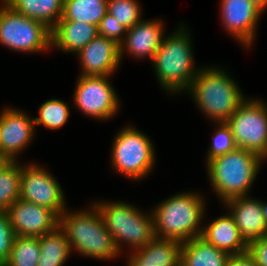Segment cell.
I'll return each instance as SVG.
<instances>
[{
	"instance_id": "cell-1",
	"label": "cell",
	"mask_w": 267,
	"mask_h": 266,
	"mask_svg": "<svg viewBox=\"0 0 267 266\" xmlns=\"http://www.w3.org/2000/svg\"><path fill=\"white\" fill-rule=\"evenodd\" d=\"M200 195L179 193L157 205L152 211L155 236L181 243L201 236L205 202Z\"/></svg>"
},
{
	"instance_id": "cell-2",
	"label": "cell",
	"mask_w": 267,
	"mask_h": 266,
	"mask_svg": "<svg viewBox=\"0 0 267 266\" xmlns=\"http://www.w3.org/2000/svg\"><path fill=\"white\" fill-rule=\"evenodd\" d=\"M199 109L216 123L226 122L246 100L228 73L203 67L188 89Z\"/></svg>"
},
{
	"instance_id": "cell-3",
	"label": "cell",
	"mask_w": 267,
	"mask_h": 266,
	"mask_svg": "<svg viewBox=\"0 0 267 266\" xmlns=\"http://www.w3.org/2000/svg\"><path fill=\"white\" fill-rule=\"evenodd\" d=\"M264 159L236 147L207 162V172L217 196L224 202L238 196H248Z\"/></svg>"
},
{
	"instance_id": "cell-4",
	"label": "cell",
	"mask_w": 267,
	"mask_h": 266,
	"mask_svg": "<svg viewBox=\"0 0 267 266\" xmlns=\"http://www.w3.org/2000/svg\"><path fill=\"white\" fill-rule=\"evenodd\" d=\"M186 28L165 36L152 60L158 83L169 93L187 91L200 70L195 68L192 41Z\"/></svg>"
},
{
	"instance_id": "cell-5",
	"label": "cell",
	"mask_w": 267,
	"mask_h": 266,
	"mask_svg": "<svg viewBox=\"0 0 267 266\" xmlns=\"http://www.w3.org/2000/svg\"><path fill=\"white\" fill-rule=\"evenodd\" d=\"M90 210L66 211L60 216V227L66 232L71 250L96 259H113L119 255L112 235L94 204Z\"/></svg>"
},
{
	"instance_id": "cell-6",
	"label": "cell",
	"mask_w": 267,
	"mask_h": 266,
	"mask_svg": "<svg viewBox=\"0 0 267 266\" xmlns=\"http://www.w3.org/2000/svg\"><path fill=\"white\" fill-rule=\"evenodd\" d=\"M100 212L105 227L112 235L120 253L121 243L128 244L133 250L144 247L155 236L152 213L143 214L135 206L124 202H94Z\"/></svg>"
},
{
	"instance_id": "cell-7",
	"label": "cell",
	"mask_w": 267,
	"mask_h": 266,
	"mask_svg": "<svg viewBox=\"0 0 267 266\" xmlns=\"http://www.w3.org/2000/svg\"><path fill=\"white\" fill-rule=\"evenodd\" d=\"M112 168L131 180H138L152 170L155 155L151 140L135 127H124L112 144Z\"/></svg>"
},
{
	"instance_id": "cell-8",
	"label": "cell",
	"mask_w": 267,
	"mask_h": 266,
	"mask_svg": "<svg viewBox=\"0 0 267 266\" xmlns=\"http://www.w3.org/2000/svg\"><path fill=\"white\" fill-rule=\"evenodd\" d=\"M0 7V43L21 52L51 49V29L41 21L16 12L4 0Z\"/></svg>"
},
{
	"instance_id": "cell-9",
	"label": "cell",
	"mask_w": 267,
	"mask_h": 266,
	"mask_svg": "<svg viewBox=\"0 0 267 266\" xmlns=\"http://www.w3.org/2000/svg\"><path fill=\"white\" fill-rule=\"evenodd\" d=\"M236 147L267 159V104L249 98L226 121Z\"/></svg>"
},
{
	"instance_id": "cell-10",
	"label": "cell",
	"mask_w": 267,
	"mask_h": 266,
	"mask_svg": "<svg viewBox=\"0 0 267 266\" xmlns=\"http://www.w3.org/2000/svg\"><path fill=\"white\" fill-rule=\"evenodd\" d=\"M110 76L79 75L74 93V104L85 115L108 120L119 109V99L111 86Z\"/></svg>"
},
{
	"instance_id": "cell-11",
	"label": "cell",
	"mask_w": 267,
	"mask_h": 266,
	"mask_svg": "<svg viewBox=\"0 0 267 266\" xmlns=\"http://www.w3.org/2000/svg\"><path fill=\"white\" fill-rule=\"evenodd\" d=\"M20 199L54 211L59 217L66 211L59 183L42 166L21 165Z\"/></svg>"
},
{
	"instance_id": "cell-12",
	"label": "cell",
	"mask_w": 267,
	"mask_h": 266,
	"mask_svg": "<svg viewBox=\"0 0 267 266\" xmlns=\"http://www.w3.org/2000/svg\"><path fill=\"white\" fill-rule=\"evenodd\" d=\"M7 212L16 236L41 237L60 225V217L54 211L20 198Z\"/></svg>"
},
{
	"instance_id": "cell-13",
	"label": "cell",
	"mask_w": 267,
	"mask_h": 266,
	"mask_svg": "<svg viewBox=\"0 0 267 266\" xmlns=\"http://www.w3.org/2000/svg\"><path fill=\"white\" fill-rule=\"evenodd\" d=\"M220 3L225 30L243 46L250 47L263 9L252 0H221Z\"/></svg>"
},
{
	"instance_id": "cell-14",
	"label": "cell",
	"mask_w": 267,
	"mask_h": 266,
	"mask_svg": "<svg viewBox=\"0 0 267 266\" xmlns=\"http://www.w3.org/2000/svg\"><path fill=\"white\" fill-rule=\"evenodd\" d=\"M0 113V153L16 161L17 154L34 138V119L19 109L6 107Z\"/></svg>"
},
{
	"instance_id": "cell-15",
	"label": "cell",
	"mask_w": 267,
	"mask_h": 266,
	"mask_svg": "<svg viewBox=\"0 0 267 266\" xmlns=\"http://www.w3.org/2000/svg\"><path fill=\"white\" fill-rule=\"evenodd\" d=\"M77 55L82 68L81 75L84 76H111L122 60L119 44L99 35Z\"/></svg>"
},
{
	"instance_id": "cell-16",
	"label": "cell",
	"mask_w": 267,
	"mask_h": 266,
	"mask_svg": "<svg viewBox=\"0 0 267 266\" xmlns=\"http://www.w3.org/2000/svg\"><path fill=\"white\" fill-rule=\"evenodd\" d=\"M164 39V29L162 21L141 20L126 32V36L119 44L120 58L124 51L136 58H145L153 60L155 53L160 48Z\"/></svg>"
},
{
	"instance_id": "cell-17",
	"label": "cell",
	"mask_w": 267,
	"mask_h": 266,
	"mask_svg": "<svg viewBox=\"0 0 267 266\" xmlns=\"http://www.w3.org/2000/svg\"><path fill=\"white\" fill-rule=\"evenodd\" d=\"M228 207L242 237L249 244L267 234L260 200L238 196L223 202Z\"/></svg>"
},
{
	"instance_id": "cell-18",
	"label": "cell",
	"mask_w": 267,
	"mask_h": 266,
	"mask_svg": "<svg viewBox=\"0 0 267 266\" xmlns=\"http://www.w3.org/2000/svg\"><path fill=\"white\" fill-rule=\"evenodd\" d=\"M182 243L155 237L144 247L133 250L127 266H180Z\"/></svg>"
},
{
	"instance_id": "cell-19",
	"label": "cell",
	"mask_w": 267,
	"mask_h": 266,
	"mask_svg": "<svg viewBox=\"0 0 267 266\" xmlns=\"http://www.w3.org/2000/svg\"><path fill=\"white\" fill-rule=\"evenodd\" d=\"M201 237L229 255L248 252L249 244L242 237L230 214L222 215L205 225Z\"/></svg>"
},
{
	"instance_id": "cell-20",
	"label": "cell",
	"mask_w": 267,
	"mask_h": 266,
	"mask_svg": "<svg viewBox=\"0 0 267 266\" xmlns=\"http://www.w3.org/2000/svg\"><path fill=\"white\" fill-rule=\"evenodd\" d=\"M98 34V26L79 21H58L51 29V48L78 53Z\"/></svg>"
},
{
	"instance_id": "cell-21",
	"label": "cell",
	"mask_w": 267,
	"mask_h": 266,
	"mask_svg": "<svg viewBox=\"0 0 267 266\" xmlns=\"http://www.w3.org/2000/svg\"><path fill=\"white\" fill-rule=\"evenodd\" d=\"M229 256L199 236L182 243L180 266H226Z\"/></svg>"
},
{
	"instance_id": "cell-22",
	"label": "cell",
	"mask_w": 267,
	"mask_h": 266,
	"mask_svg": "<svg viewBox=\"0 0 267 266\" xmlns=\"http://www.w3.org/2000/svg\"><path fill=\"white\" fill-rule=\"evenodd\" d=\"M16 12L52 29L63 14L64 0H4Z\"/></svg>"
},
{
	"instance_id": "cell-23",
	"label": "cell",
	"mask_w": 267,
	"mask_h": 266,
	"mask_svg": "<svg viewBox=\"0 0 267 266\" xmlns=\"http://www.w3.org/2000/svg\"><path fill=\"white\" fill-rule=\"evenodd\" d=\"M38 239L40 256L37 266H63L73 251L66 232L60 226Z\"/></svg>"
},
{
	"instance_id": "cell-24",
	"label": "cell",
	"mask_w": 267,
	"mask_h": 266,
	"mask_svg": "<svg viewBox=\"0 0 267 266\" xmlns=\"http://www.w3.org/2000/svg\"><path fill=\"white\" fill-rule=\"evenodd\" d=\"M107 13V0H64L59 21H79L98 26Z\"/></svg>"
},
{
	"instance_id": "cell-25",
	"label": "cell",
	"mask_w": 267,
	"mask_h": 266,
	"mask_svg": "<svg viewBox=\"0 0 267 266\" xmlns=\"http://www.w3.org/2000/svg\"><path fill=\"white\" fill-rule=\"evenodd\" d=\"M21 164L9 161L0 170V210L8 208L20 198Z\"/></svg>"
},
{
	"instance_id": "cell-26",
	"label": "cell",
	"mask_w": 267,
	"mask_h": 266,
	"mask_svg": "<svg viewBox=\"0 0 267 266\" xmlns=\"http://www.w3.org/2000/svg\"><path fill=\"white\" fill-rule=\"evenodd\" d=\"M39 256L38 237L15 236L9 259L4 266H37Z\"/></svg>"
},
{
	"instance_id": "cell-27",
	"label": "cell",
	"mask_w": 267,
	"mask_h": 266,
	"mask_svg": "<svg viewBox=\"0 0 267 266\" xmlns=\"http://www.w3.org/2000/svg\"><path fill=\"white\" fill-rule=\"evenodd\" d=\"M70 116L69 107L59 99H49L39 108V116L34 119L35 125L43 124L48 129H59Z\"/></svg>"
},
{
	"instance_id": "cell-28",
	"label": "cell",
	"mask_w": 267,
	"mask_h": 266,
	"mask_svg": "<svg viewBox=\"0 0 267 266\" xmlns=\"http://www.w3.org/2000/svg\"><path fill=\"white\" fill-rule=\"evenodd\" d=\"M108 13L127 30L141 21V7L137 0H107Z\"/></svg>"
},
{
	"instance_id": "cell-29",
	"label": "cell",
	"mask_w": 267,
	"mask_h": 266,
	"mask_svg": "<svg viewBox=\"0 0 267 266\" xmlns=\"http://www.w3.org/2000/svg\"><path fill=\"white\" fill-rule=\"evenodd\" d=\"M218 129L212 137V145L208 149L207 162L217 156L224 155L236 148L231 128L226 124L217 123Z\"/></svg>"
},
{
	"instance_id": "cell-30",
	"label": "cell",
	"mask_w": 267,
	"mask_h": 266,
	"mask_svg": "<svg viewBox=\"0 0 267 266\" xmlns=\"http://www.w3.org/2000/svg\"><path fill=\"white\" fill-rule=\"evenodd\" d=\"M15 236L8 212L0 210V266L7 263Z\"/></svg>"
},
{
	"instance_id": "cell-31",
	"label": "cell",
	"mask_w": 267,
	"mask_h": 266,
	"mask_svg": "<svg viewBox=\"0 0 267 266\" xmlns=\"http://www.w3.org/2000/svg\"><path fill=\"white\" fill-rule=\"evenodd\" d=\"M127 29L109 13H107L98 25V34L105 38L114 40L118 44L122 42L126 36Z\"/></svg>"
},
{
	"instance_id": "cell-32",
	"label": "cell",
	"mask_w": 267,
	"mask_h": 266,
	"mask_svg": "<svg viewBox=\"0 0 267 266\" xmlns=\"http://www.w3.org/2000/svg\"><path fill=\"white\" fill-rule=\"evenodd\" d=\"M248 253L254 258L257 266H267V234L249 243Z\"/></svg>"
},
{
	"instance_id": "cell-33",
	"label": "cell",
	"mask_w": 267,
	"mask_h": 266,
	"mask_svg": "<svg viewBox=\"0 0 267 266\" xmlns=\"http://www.w3.org/2000/svg\"><path fill=\"white\" fill-rule=\"evenodd\" d=\"M226 266H257L254 258L248 253L230 255Z\"/></svg>"
},
{
	"instance_id": "cell-34",
	"label": "cell",
	"mask_w": 267,
	"mask_h": 266,
	"mask_svg": "<svg viewBox=\"0 0 267 266\" xmlns=\"http://www.w3.org/2000/svg\"><path fill=\"white\" fill-rule=\"evenodd\" d=\"M260 205H261V209H262L264 224L267 228V203L260 201Z\"/></svg>"
},
{
	"instance_id": "cell-35",
	"label": "cell",
	"mask_w": 267,
	"mask_h": 266,
	"mask_svg": "<svg viewBox=\"0 0 267 266\" xmlns=\"http://www.w3.org/2000/svg\"><path fill=\"white\" fill-rule=\"evenodd\" d=\"M254 3H256L259 7H261L263 10L267 8V0H252Z\"/></svg>"
},
{
	"instance_id": "cell-36",
	"label": "cell",
	"mask_w": 267,
	"mask_h": 266,
	"mask_svg": "<svg viewBox=\"0 0 267 266\" xmlns=\"http://www.w3.org/2000/svg\"><path fill=\"white\" fill-rule=\"evenodd\" d=\"M9 162V160L0 153V170Z\"/></svg>"
}]
</instances>
